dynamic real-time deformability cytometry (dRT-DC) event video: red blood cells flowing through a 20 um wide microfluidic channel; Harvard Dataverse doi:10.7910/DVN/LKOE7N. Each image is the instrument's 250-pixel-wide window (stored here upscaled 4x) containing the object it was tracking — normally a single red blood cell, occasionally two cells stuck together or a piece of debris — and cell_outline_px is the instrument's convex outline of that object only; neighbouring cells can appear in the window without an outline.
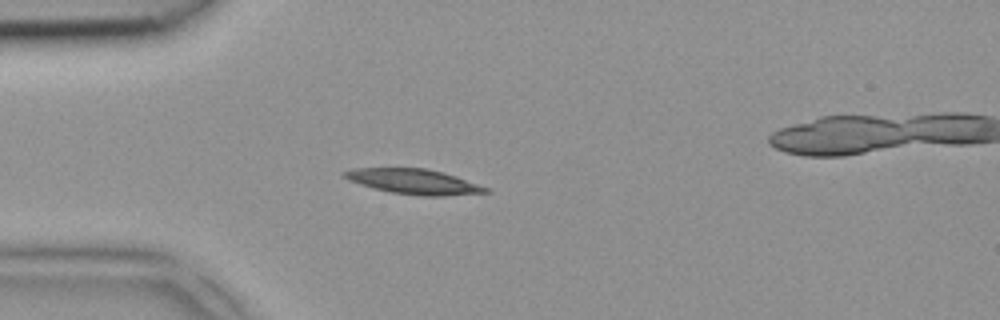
{"species": "common noctule bat (a hibernating species)", "species_latin": "Nyctalus noctula", "temperature_condition": "room temperature", "stored_images_in_passage": 4, "camera_frame_rate_fps": 3000, "um_per_image_px": 0.085, "animal": {"sex": "female", "body_mass_g": 18.4}, "frame": {"image": 1, "passage_image": 4, "time_ms": 1.0, "image_size_px": [1000, 320], "cell_outline_px": [[492, 192], [444, 196], [424, 196], [392, 192], [372, 188], [348, 180], [340, 172], [352, 168], [424, 168], [444, 172], [492, 188]], "centroid_in_image_um": [35.22, 15.43], "position_along_channel_um": 49.8, "area_um2": 20.87}}